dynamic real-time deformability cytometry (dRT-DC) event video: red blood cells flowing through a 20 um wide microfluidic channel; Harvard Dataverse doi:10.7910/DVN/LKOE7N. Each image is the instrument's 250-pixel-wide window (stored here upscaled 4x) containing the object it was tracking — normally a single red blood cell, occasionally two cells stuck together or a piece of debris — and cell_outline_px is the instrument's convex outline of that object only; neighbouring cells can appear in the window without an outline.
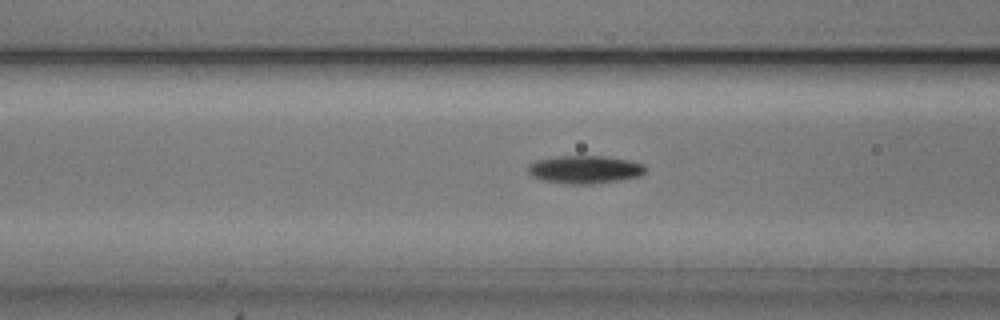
{"species": "common noctule bat (a hibernating species)", "species_latin": "Nyctalus noctula", "temperature_condition": "cold", "stored_images_in_passage": 54, "camera_frame_rate_fps": 3000, "um_per_image_px": 0.085, "animal": {"sex": "male", "body_mass_g": 20.5, "forearm_length_mm": 52.5}, "frame": {"image": 1, "passage_image": 21, "time_ms": 6.667, "image_size_px": [1000, 320], "cell_outline_px": [[644, 172], [640, 176], [620, 180], [592, 184], [568, 184], [544, 180], [532, 176], [528, 172], [528, 164], [536, 160], [556, 156], [604, 156], [628, 160], [644, 164]], "centroid_in_image_um": [49.69, 14.4], "position_along_channel_um": 116.9, "area_um2": 19.07}}
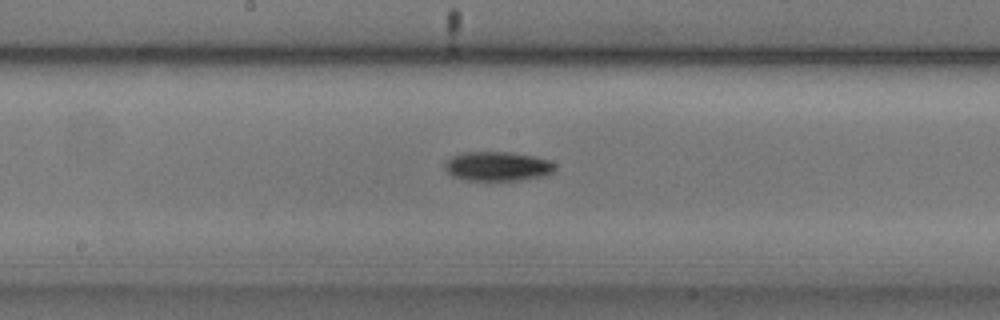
{"frame": {"image": 2, "passage_image": 28, "time_ms": 9.0, "image_size_px": [1000, 320], "cell_outline_px": [[556, 168], [552, 172], [544, 176], [520, 180], [468, 180], [452, 176], [444, 168], [444, 164], [452, 156], [464, 152], [512, 152], [532, 156], [548, 160], [556, 164]], "centroid_in_image_um": [42.3, 14.13], "position_along_channel_um": 205.9, "area_um2": 18.79}}
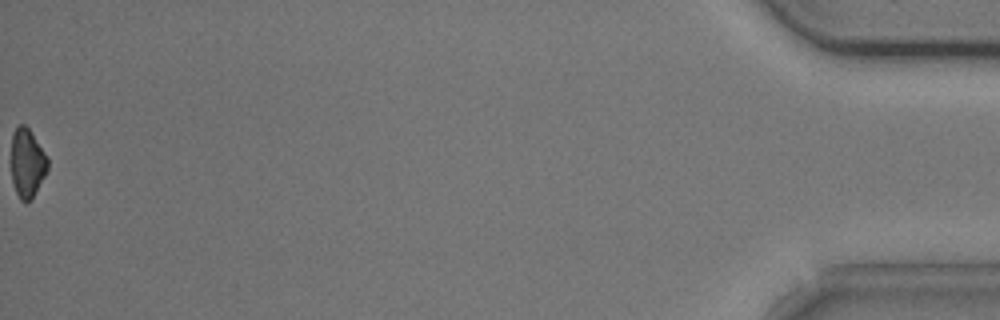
{"frame": {"image": 3, "passage_image": 54, "time_ms": 17.667, "image_size_px": [1000, 320], "cell_outline_px": [[48, 168], [44, 176], [32, 196], [24, 204], [20, 200], [16, 192], [12, 180], [12, 132], [20, 124], [24, 124], [28, 128], [48, 156]], "centroid_in_image_um": [2.31, 13.84], "position_along_channel_um": 432.9, "area_um2": 14.39}, "authors_computed_cell_mechanics": {"area_um2": 16.8198, "velocity_mm_per_s": 3.7938, "shape_relaxation_time_tau1_ms": 3.1977, "shape_relaxation_time_tau2_ms": null, "deformation_change_tau1": 0.0875, "deformation_change_tau2": null}}